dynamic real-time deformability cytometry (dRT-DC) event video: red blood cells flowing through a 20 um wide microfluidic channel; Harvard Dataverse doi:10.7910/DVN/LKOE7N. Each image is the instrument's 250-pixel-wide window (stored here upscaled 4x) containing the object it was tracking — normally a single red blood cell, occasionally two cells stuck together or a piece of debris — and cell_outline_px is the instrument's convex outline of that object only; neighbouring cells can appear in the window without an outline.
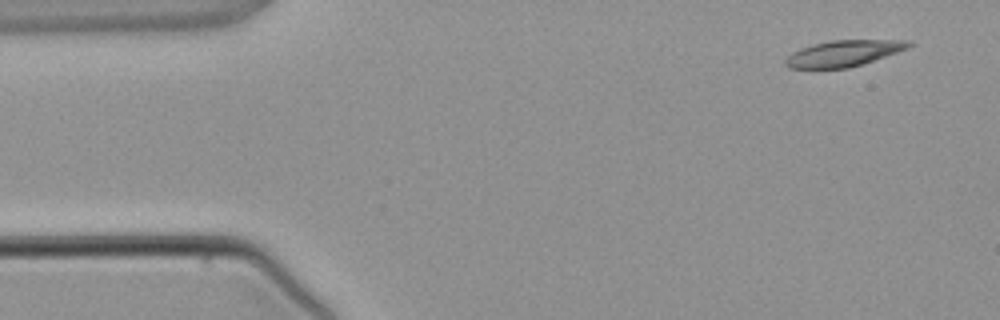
{"species": "common noctule bat (a hibernating species)", "species_latin": "Nyctalus noctula", "temperature_condition": "warm", "stored_images_in_passage": 4, "camera_frame_rate_fps": 3000, "um_per_image_px": 0.085, "animal": {"sex": "male", "body_mass_g": 21.5, "forearm_length_mm": 52.0}, "frame": {"image": 1, "passage_image": 1, "time_ms": 0.0, "image_size_px": [1000, 320], "cell_outline_px": [[912, 44], [908, 48], [848, 68], [788, 68], [784, 64], [784, 60], [792, 52], [800, 48], [812, 44], [832, 40], [912, 40]], "centroid_in_image_um": [71.66, 4.52], "position_along_channel_um": 13.3, "area_um2": 18.55}}